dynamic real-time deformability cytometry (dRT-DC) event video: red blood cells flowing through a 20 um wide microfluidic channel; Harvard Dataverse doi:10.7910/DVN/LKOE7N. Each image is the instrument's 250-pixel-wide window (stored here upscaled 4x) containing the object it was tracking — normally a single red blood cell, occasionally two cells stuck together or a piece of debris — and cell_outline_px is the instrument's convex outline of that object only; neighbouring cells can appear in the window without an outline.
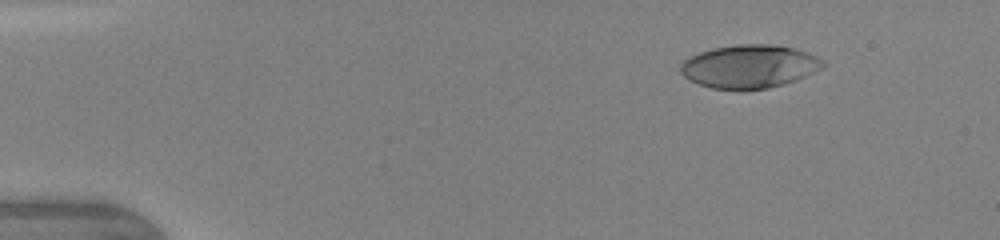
{"species": "human", "species_latin": "Homo sapiens", "temperature_condition": "warm", "stored_images_in_passage": 51, "camera_frame_rate_fps": 3000, "um_per_image_px": 0.085, "donor": {"sex": "female"}, "frame": {"image": 1, "passage_image": 1, "time_ms": 0.0, "image_size_px": [1000, 240], "cell_outline_px": [[824, 64], [820, 68], [796, 80], [784, 84], [768, 88], [740, 92], [712, 88], [688, 80], [680, 72], [680, 64], [684, 60], [700, 52], [712, 48], [736, 44], [768, 44], [792, 48], [808, 52], [824, 60]], "centroid_in_image_um": [63.65, 5.67], "position_along_channel_um": 21.3, "area_um2": 36.18}}
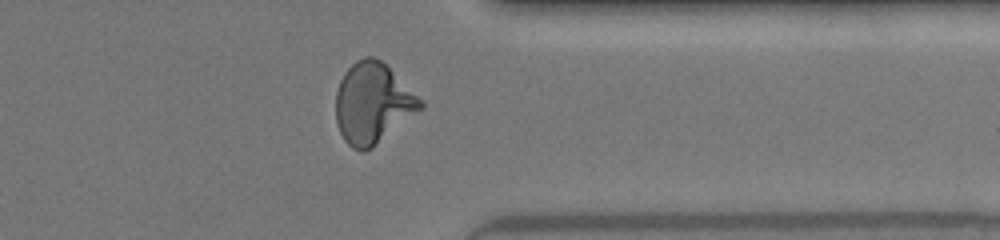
{"frame": {"image": 2, "passage_image": 40, "time_ms": 10.667, "image_size_px": [1000, 240], "cell_outline_px": [[424, 108], [372, 148], [364, 152], [360, 152], [352, 148], [344, 140], [336, 124], [336, 92], [340, 80], [344, 72], [356, 60], [364, 56], [372, 56], [380, 60], [424, 104]], "centroid_in_image_um": [31.64, 8.81], "position_along_channel_um": 379.8, "area_um2": 39.36}}
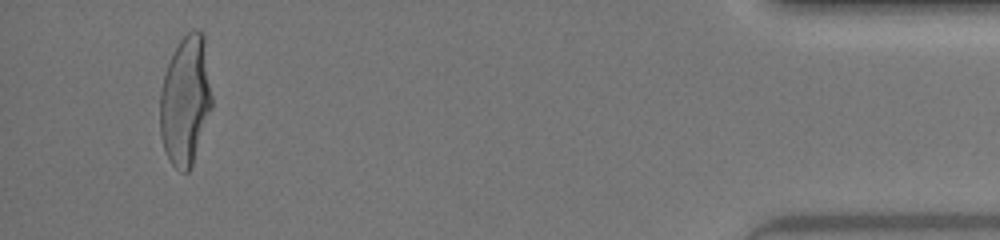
{"frame": {"image": 3, "passage_image": 48, "time_ms": 13.0, "image_size_px": [1000, 240], "cell_outline_px": [[212, 108], [192, 164], [188, 172], [180, 172], [172, 164], [164, 148], [160, 136], [160, 92], [164, 76], [172, 52], [180, 40], [192, 28], [196, 28], [204, 36], [212, 96]], "centroid_in_image_um": [15.76, 8.53], "position_along_channel_um": 419.4, "area_um2": 39.07}, "authors_computed_cell_mechanics": {"area_um2": 38.0324, "velocity_mm_per_s": 4.293, "shape_relaxation_time_tau1_ms": 3.888, "shape_relaxation_time_tau2_ms": 0.6106, "deformation_change_tau1": 0.2072, "deformation_change_tau2": 0.076}}